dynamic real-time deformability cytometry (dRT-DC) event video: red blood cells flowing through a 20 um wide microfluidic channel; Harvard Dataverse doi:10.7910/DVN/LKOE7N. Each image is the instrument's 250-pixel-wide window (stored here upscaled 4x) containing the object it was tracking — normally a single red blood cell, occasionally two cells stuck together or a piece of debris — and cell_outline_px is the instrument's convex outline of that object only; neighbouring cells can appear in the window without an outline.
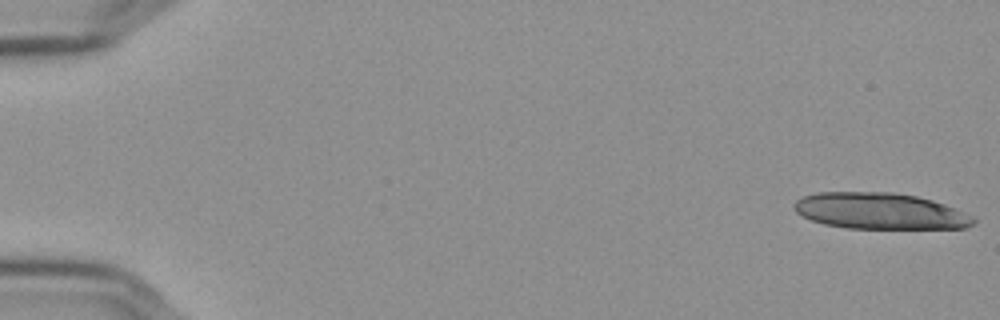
{"species": "Egyptian fruit bat (a non-hibernating species)", "species_latin": "Rousettus aegyptiacus", "temperature_condition": "cold", "stored_images_in_passage": 16, "camera_frame_rate_fps": 3000, "um_per_image_px": 0.085, "frame": {"image": 1, "passage_image": 1, "time_ms": 0.0, "image_size_px": [1000, 320], "cell_outline_px": [[976, 220], [972, 224], [964, 228], [848, 228], [824, 224], [812, 220], [796, 212], [792, 204], [796, 200], [804, 196], [816, 192], [892, 192], [916, 196], [932, 200], [944, 204]], "centroid_in_image_um": [74.72, 17.93], "position_along_channel_um": 10.3, "area_um2": 37.4}}